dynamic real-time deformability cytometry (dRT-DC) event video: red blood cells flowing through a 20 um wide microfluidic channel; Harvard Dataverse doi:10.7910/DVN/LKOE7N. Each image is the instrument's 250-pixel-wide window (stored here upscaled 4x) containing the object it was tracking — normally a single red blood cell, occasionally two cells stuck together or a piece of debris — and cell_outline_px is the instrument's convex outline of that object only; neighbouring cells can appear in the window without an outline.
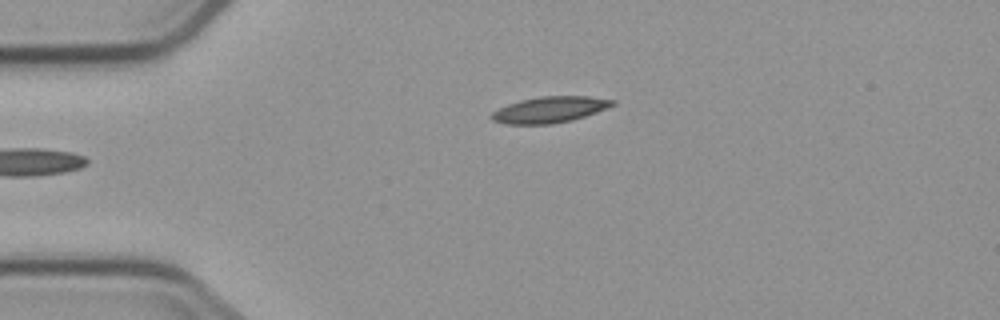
{"species": "common noctule bat (a hibernating species)", "species_latin": "Nyctalus noctula", "temperature_condition": "cold", "stored_images_in_passage": 2, "camera_frame_rate_fps": 3000, "um_per_image_px": 0.085, "animal": {"sex": "male", "body_mass_g": 23.1, "forearm_length_mm": 52.7}, "frame": {"image": 1, "passage_image": 1, "time_ms": 0.0, "image_size_px": [1000, 320], "cell_outline_px": [[616, 104], [596, 112], [572, 120], [552, 124], [508, 124], [492, 120], [488, 116], [492, 112], [508, 104], [520, 100], [540, 96], [588, 96], [616, 100]], "centroid_in_image_um": [46.72, 9.32], "position_along_channel_um": 38.3, "area_um2": 18.38}}